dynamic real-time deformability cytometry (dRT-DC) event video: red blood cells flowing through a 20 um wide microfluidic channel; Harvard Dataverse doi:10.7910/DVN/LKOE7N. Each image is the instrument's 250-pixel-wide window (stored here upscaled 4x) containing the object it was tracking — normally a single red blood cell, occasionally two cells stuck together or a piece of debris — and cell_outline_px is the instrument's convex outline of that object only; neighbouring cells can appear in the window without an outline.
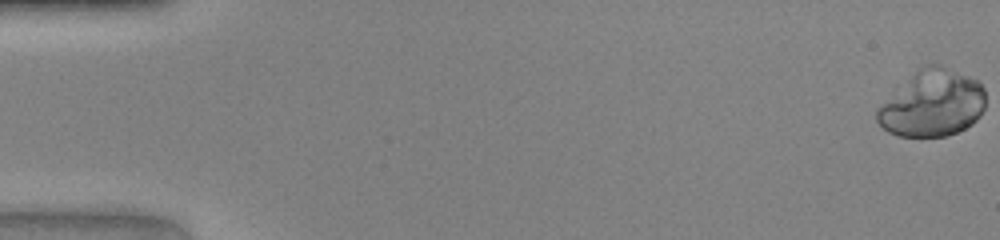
{"species": "human", "species_latin": "Homo sapiens", "temperature_condition": "warm", "stored_images_in_passage": 48, "camera_frame_rate_fps": 3000, "um_per_image_px": 0.085, "donor": {"sex": "female"}, "frame": {"image": 1, "passage_image": 1, "time_ms": 0.0, "image_size_px": [1000, 240], "cell_outline_px": [[984, 108], [980, 116], [972, 124], [948, 136], [896, 136], [888, 132], [876, 120], [876, 108], [892, 88], [896, 84], [916, 68], [928, 64], [940, 64], [968, 76], [976, 80], [984, 88]], "centroid_in_image_um": [79.17, 8.76], "position_along_channel_um": 5.8, "area_um2": 42.89}}
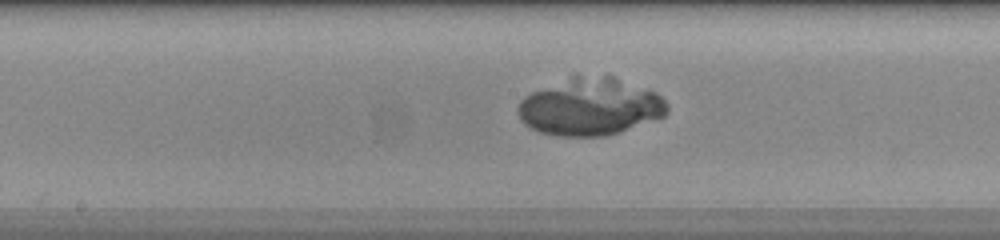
{"frame": {"image": 2, "passage_image": 26, "time_ms": 8.333, "image_size_px": [1000, 240], "cell_outline_px": [[668, 112], [664, 116], [604, 136], [560, 136], [540, 132], [524, 124], [520, 120], [516, 112], [516, 108], [520, 100], [524, 96], [532, 92], [572, 76], [612, 76], [656, 92], [668, 104]], "centroid_in_image_um": [50.13, 9.07], "position_along_channel_um": 198.1, "area_um2": 49.48}}
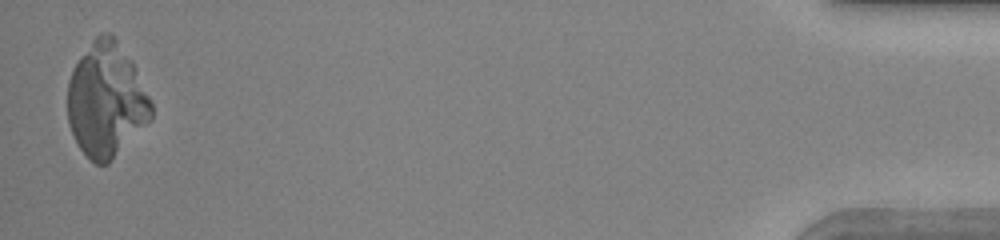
{"frame": {"image": 3, "passage_image": 48, "time_ms": 15.667, "image_size_px": [1000, 240], "cell_outline_px": [[152, 120], [108, 164], [96, 164], [80, 148], [68, 124], [68, 80], [72, 68], [80, 56], [92, 40], [100, 32], [112, 32], [132, 60], [152, 104]], "centroid_in_image_um": [9.04, 8.48], "position_along_channel_um": 426.2, "area_um2": 55.95}}